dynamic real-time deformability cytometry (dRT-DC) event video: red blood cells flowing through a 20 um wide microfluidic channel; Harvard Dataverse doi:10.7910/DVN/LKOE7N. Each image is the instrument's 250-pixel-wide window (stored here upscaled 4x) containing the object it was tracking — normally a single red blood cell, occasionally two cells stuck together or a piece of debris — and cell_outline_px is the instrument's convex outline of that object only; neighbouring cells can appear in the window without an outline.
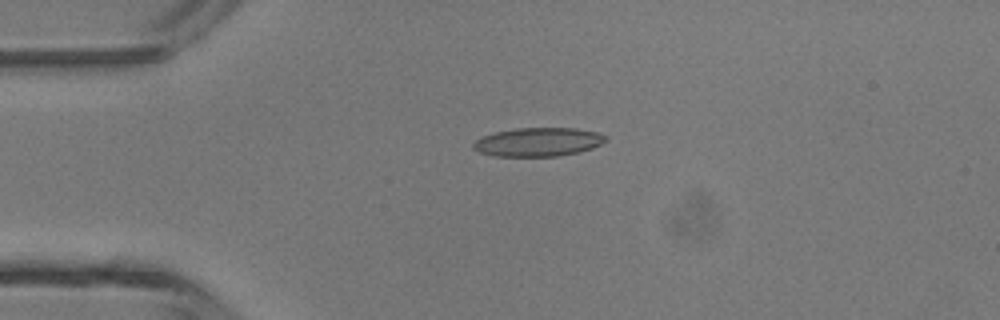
{"species": "common noctule bat (a hibernating species)", "species_latin": "Nyctalus noctula", "temperature_condition": "room temperature", "stored_images_in_passage": 4, "camera_frame_rate_fps": 3000, "um_per_image_px": 0.085, "animal": {"sex": "male", "body_mass_g": 13.3}, "frame": {"image": 1, "passage_image": 3, "time_ms": 0.667, "image_size_px": [1000, 320], "cell_outline_px": [[608, 140], [592, 148], [576, 152], [556, 156], [496, 156], [480, 152], [472, 148], [472, 144], [476, 140], [484, 136], [496, 132], [516, 128], [576, 128], [596, 132], [608, 136]], "centroid_in_image_um": [45.76, 12.06], "position_along_channel_um": 39.2, "area_um2": 21.96}}